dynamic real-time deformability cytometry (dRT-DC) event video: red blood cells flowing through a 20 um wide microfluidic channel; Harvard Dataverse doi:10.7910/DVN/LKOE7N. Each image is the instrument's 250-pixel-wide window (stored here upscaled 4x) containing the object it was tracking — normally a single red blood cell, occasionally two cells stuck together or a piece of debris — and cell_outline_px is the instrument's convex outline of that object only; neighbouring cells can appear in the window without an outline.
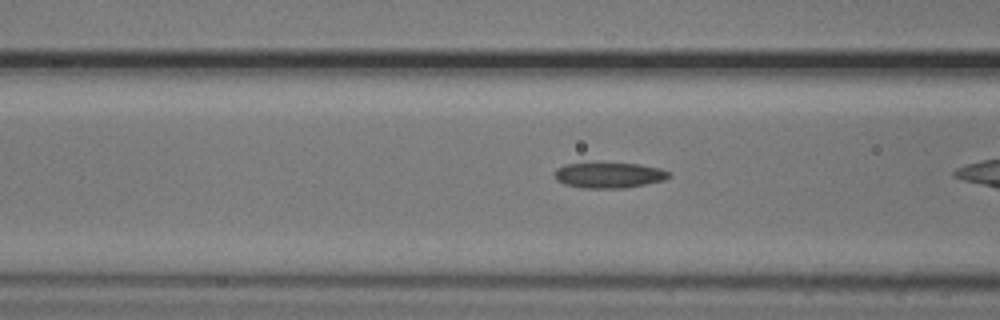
{"species": "common noctule bat (a hibernating species)", "species_latin": "Nyctalus noctula", "temperature_condition": "cold", "stored_images_in_passage": 38, "camera_frame_rate_fps": 3000, "um_per_image_px": 0.085, "animal": {"sex": "male", "body_mass_g": 20.5, "forearm_length_mm": 52.5}, "frame": {"image": 1, "passage_image": 17, "time_ms": 5.333, "image_size_px": [1000, 320], "cell_outline_px": [[672, 176], [664, 180], [624, 188], [580, 188], [564, 184], [556, 180], [552, 172], [556, 168], [564, 164], [640, 164], [660, 168], [668, 172]], "centroid_in_image_um": [51.72, 14.9], "position_along_channel_um": 114.9, "area_um2": 16.94}}
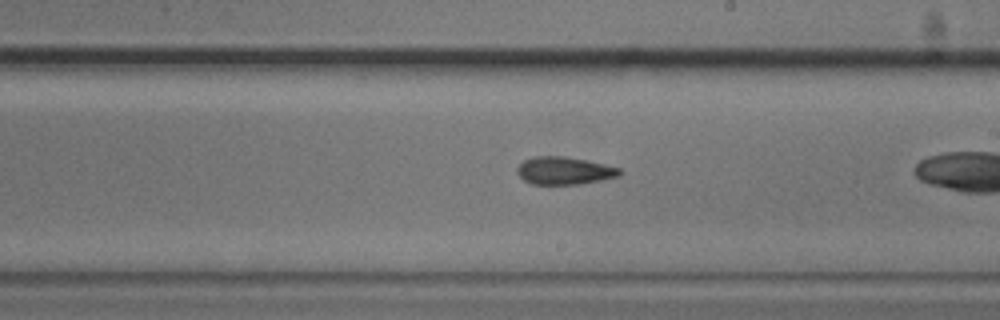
{"frame": {"image": 2, "passage_image": 27, "time_ms": 8.667, "image_size_px": [1000, 320], "cell_outline_px": [[624, 172], [620, 176], [580, 184], [532, 184], [524, 180], [516, 172], [516, 168], [524, 160], [536, 156], [564, 156], [604, 164], [620, 168]], "centroid_in_image_um": [47.97, 14.51], "position_along_channel_um": 241.0, "area_um2": 16.47}}